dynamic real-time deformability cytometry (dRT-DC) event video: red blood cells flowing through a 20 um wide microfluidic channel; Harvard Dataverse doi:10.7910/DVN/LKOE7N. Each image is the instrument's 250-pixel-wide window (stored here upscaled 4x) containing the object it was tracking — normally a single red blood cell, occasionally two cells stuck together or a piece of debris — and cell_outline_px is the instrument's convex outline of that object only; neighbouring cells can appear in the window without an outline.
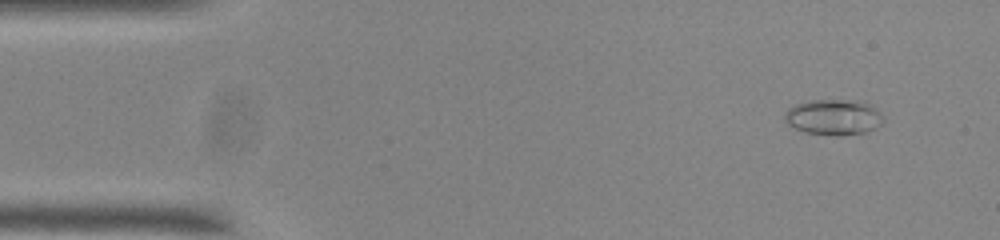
{"species": "common noctule bat (a hibernating species)", "species_latin": "Nyctalus noctula", "temperature_condition": "room temperature", "stored_images_in_passage": 51, "camera_frame_rate_fps": 3000, "um_per_image_px": 0.085, "animal": {"sex": "male", "body_mass_g": 20.0, "forearm_length_mm": 53.3}, "frame": {"image": 1, "passage_image": 1, "time_ms": 0.0, "image_size_px": [1000, 240], "cell_outline_px": [[884, 120], [876, 128], [864, 132], [840, 136], [832, 136], [804, 132], [788, 124], [784, 120], [784, 112], [788, 108], [796, 104], [812, 100], [856, 100], [868, 104], [884, 116]], "centroid_in_image_um": [70.83, 9.97], "position_along_channel_um": 14.2, "area_um2": 20.52}}
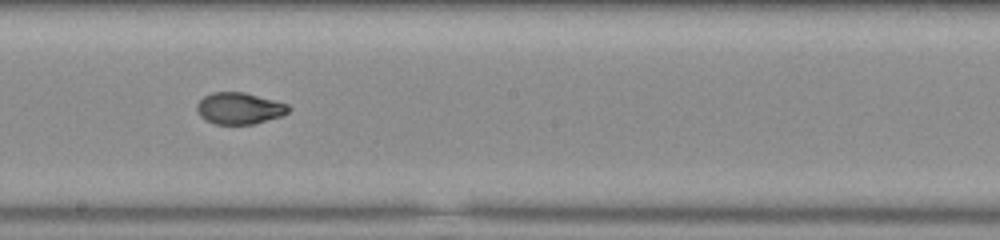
{"frame": {"image": 2, "passage_image": 26, "time_ms": 8.333, "image_size_px": [1000, 240], "cell_outline_px": [[292, 108], [288, 112], [280, 116], [252, 124], [216, 124], [204, 120], [196, 112], [196, 104], [204, 96], [212, 92], [244, 92], [288, 104]], "centroid_in_image_um": [20.31, 9.2], "position_along_channel_um": 227.9, "area_um2": 16.88}}
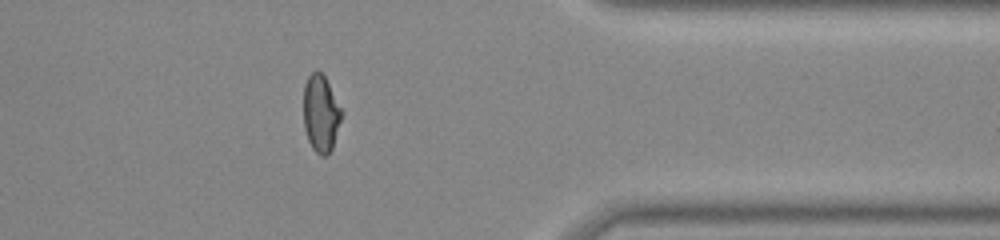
{"frame": {"image": 3, "passage_image": 40, "time_ms": 13.0, "image_size_px": [1000, 240], "cell_outline_px": [[344, 112], [332, 148], [324, 156], [320, 156], [312, 148], [308, 140], [304, 128], [304, 84], [308, 76], [316, 68], [324, 76]], "centroid_in_image_um": [27.28, 9.63], "position_along_channel_um": 384.1, "area_um2": 17.17}, "authors_computed_cell_mechanics": {"area_um2": 17.629, "velocity_mm_per_s": 3.7392, "shape_relaxation_time_tau1_ms": null, "shape_relaxation_time_tau2_ms": 1.2026, "deformation_change_tau1": null, "deformation_change_tau2": 0.0532}}